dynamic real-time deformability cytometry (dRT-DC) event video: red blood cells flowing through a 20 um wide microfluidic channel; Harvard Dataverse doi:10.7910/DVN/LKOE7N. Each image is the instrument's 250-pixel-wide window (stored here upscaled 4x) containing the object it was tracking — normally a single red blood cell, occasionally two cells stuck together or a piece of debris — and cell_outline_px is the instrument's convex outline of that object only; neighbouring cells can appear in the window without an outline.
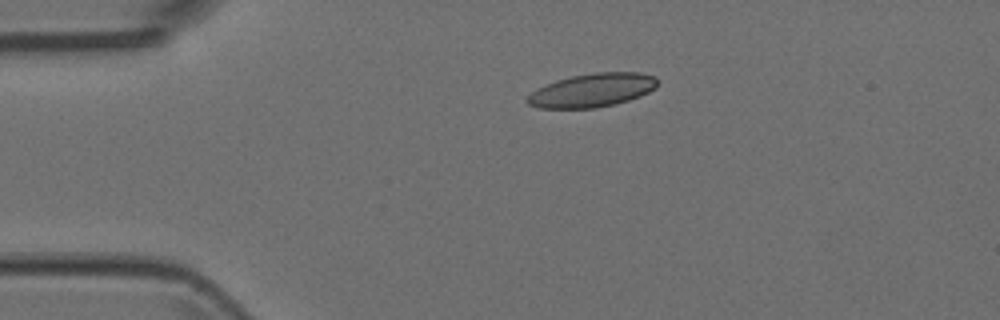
{"species": "Egyptian fruit bat (a non-hibernating species)", "species_latin": "Rousettus aegyptiacus", "temperature_condition": "room temperature", "stored_images_in_passage": 3, "camera_frame_rate_fps": 3000, "um_per_image_px": 0.085, "animal": {"sex": "female"}, "frame": {"image": 1, "passage_image": 2, "time_ms": 0.333, "image_size_px": [1000, 320], "cell_outline_px": [[660, 80], [656, 88], [640, 96], [616, 104], [596, 108], [540, 108], [528, 104], [524, 100], [536, 88], [556, 80], [572, 76], [596, 72], [640, 72], [656, 76]], "centroid_in_image_um": [50.37, 7.66], "position_along_channel_um": 34.6, "area_um2": 25.72}}